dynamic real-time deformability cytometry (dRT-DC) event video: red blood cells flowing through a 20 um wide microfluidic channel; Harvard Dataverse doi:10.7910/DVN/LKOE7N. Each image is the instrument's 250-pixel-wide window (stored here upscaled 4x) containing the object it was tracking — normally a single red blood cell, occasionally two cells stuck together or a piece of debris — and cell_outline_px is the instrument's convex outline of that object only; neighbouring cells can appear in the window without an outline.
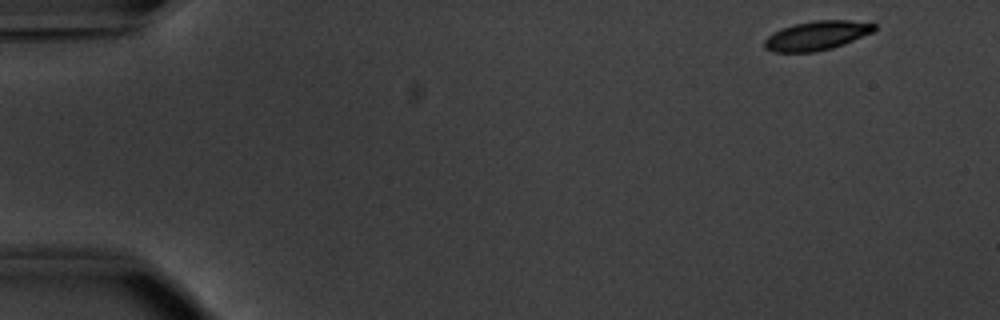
{"species": "common noctule bat (a hibernating species)", "species_latin": "Nyctalus noctula", "temperature_condition": "warm", "stored_images_in_passage": 50, "camera_frame_rate_fps": 3000, "um_per_image_px": 0.085, "animal": {"sex": "male", "body_mass_g": 20.1, "forearm_length_mm": 53.5}, "frame": {"image": 1, "passage_image": 1, "time_ms": 0.0, "image_size_px": [1000, 320], "cell_outline_px": [[876, 28], [872, 32], [844, 44], [832, 48], [816, 52], [772, 52], [764, 48], [764, 40], [768, 36], [784, 28], [796, 24], [812, 20], [872, 20], [876, 24]], "centroid_in_image_um": [69.5, 3.01], "position_along_channel_um": 15.5, "area_um2": 18.84}}
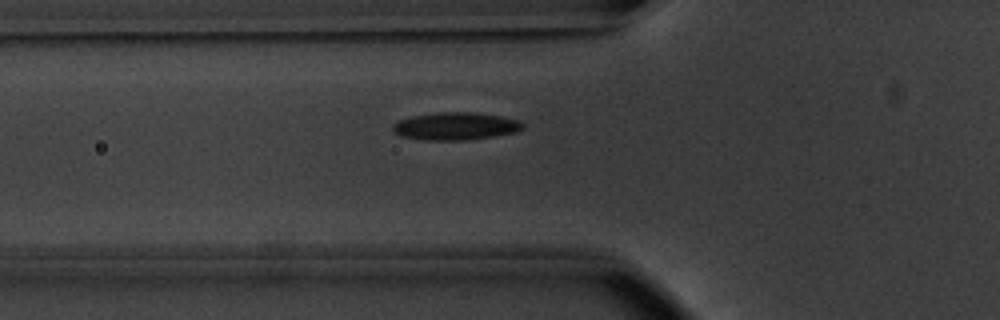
{"frame": {"image": 2, "passage_image": 16, "time_ms": 5.0, "image_size_px": [1000, 320], "cell_outline_px": [[524, 128], [516, 132], [468, 140], [424, 140], [400, 136], [392, 132], [392, 124], [400, 120], [412, 116], [436, 112], [476, 112], [500, 116], [520, 120], [524, 124]], "centroid_in_image_um": [38.71, 10.72], "position_along_channel_um": 87.1, "area_um2": 21.1}}
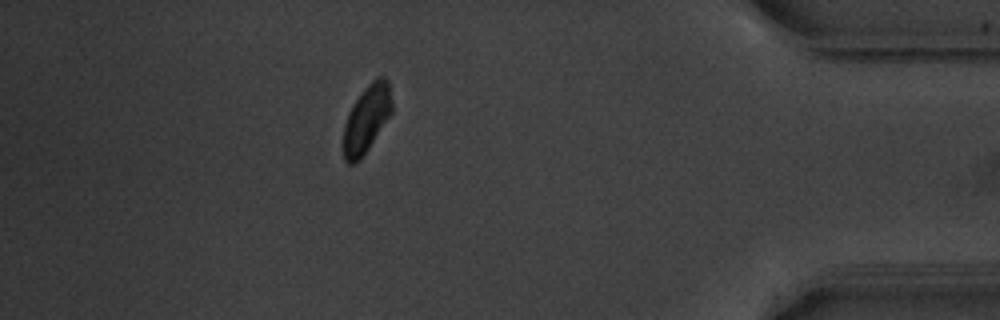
{"frame": {"image": 3, "passage_image": 44, "time_ms": 14.333, "image_size_px": [1000, 320], "cell_outline_px": [[392, 112], [360, 160], [356, 164], [348, 164], [344, 160], [344, 124], [348, 112], [352, 104], [364, 88], [376, 76], [384, 76], [388, 80], [392, 104]], "centroid_in_image_um": [31.15, 10.08], "position_along_channel_um": 404.0, "area_um2": 19.02}, "authors_computed_cell_mechanics": {"area_um2": 19.941, "velocity_mm_per_s": 3.8117, "shape_relaxation_time_tau1_ms": 3.0037, "shape_relaxation_time_tau2_ms": null, "deformation_change_tau1": 0.1306, "deformation_change_tau2": null}}